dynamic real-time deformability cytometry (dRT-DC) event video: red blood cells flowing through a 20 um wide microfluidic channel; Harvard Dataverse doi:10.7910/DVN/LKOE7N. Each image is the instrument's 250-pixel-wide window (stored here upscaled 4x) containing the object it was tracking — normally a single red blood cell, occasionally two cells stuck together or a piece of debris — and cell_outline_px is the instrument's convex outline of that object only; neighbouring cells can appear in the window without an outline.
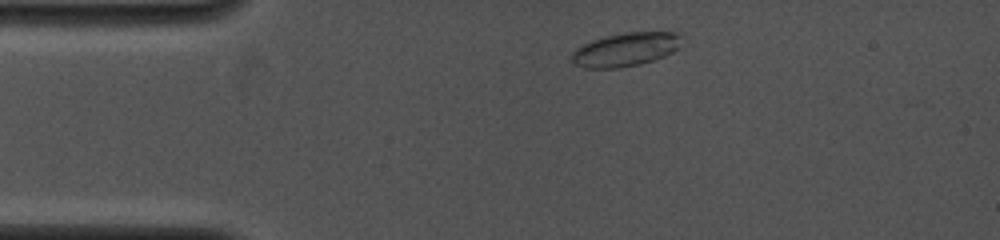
{"species": "common noctule bat (a hibernating species)", "species_latin": "Nyctalus noctula", "temperature_condition": "cold", "stored_images_in_passage": 6, "camera_frame_rate_fps": 4000, "um_per_image_px": 0.085, "animal": {"sex": "female", "body_mass_g": 19.0, "forearm_length_mm": 53.3}, "frame": {"image": 1, "passage_image": 3, "time_ms": 1.0, "image_size_px": [1000, 240], "cell_outline_px": [[680, 36], [676, 48], [672, 52], [664, 56], [640, 64], [620, 68], [584, 68], [576, 64], [572, 60], [572, 52], [576, 48], [592, 40], [604, 36], [628, 32], [680, 32]], "centroid_in_image_um": [53.14, 4.21], "position_along_channel_um": 31.9, "area_um2": 21.27}}